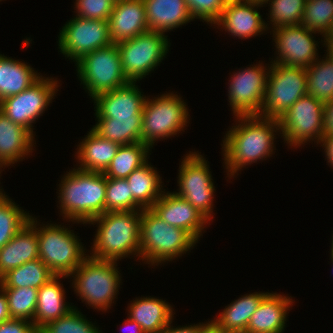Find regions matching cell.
Listing matches in <instances>:
<instances>
[{
	"label": "cell",
	"instance_id": "obj_45",
	"mask_svg": "<svg viewBox=\"0 0 333 333\" xmlns=\"http://www.w3.org/2000/svg\"><path fill=\"white\" fill-rule=\"evenodd\" d=\"M333 135V100L324 103V136Z\"/></svg>",
	"mask_w": 333,
	"mask_h": 333
},
{
	"label": "cell",
	"instance_id": "obj_55",
	"mask_svg": "<svg viewBox=\"0 0 333 333\" xmlns=\"http://www.w3.org/2000/svg\"><path fill=\"white\" fill-rule=\"evenodd\" d=\"M330 254H331V257H330V258H331V261H332V263H333V252L331 251Z\"/></svg>",
	"mask_w": 333,
	"mask_h": 333
},
{
	"label": "cell",
	"instance_id": "obj_19",
	"mask_svg": "<svg viewBox=\"0 0 333 333\" xmlns=\"http://www.w3.org/2000/svg\"><path fill=\"white\" fill-rule=\"evenodd\" d=\"M261 6L263 5L250 1L226 3L223 13L214 25L224 27L223 30L240 39L261 35L269 29L257 11Z\"/></svg>",
	"mask_w": 333,
	"mask_h": 333
},
{
	"label": "cell",
	"instance_id": "obj_30",
	"mask_svg": "<svg viewBox=\"0 0 333 333\" xmlns=\"http://www.w3.org/2000/svg\"><path fill=\"white\" fill-rule=\"evenodd\" d=\"M41 76L24 62L0 54V101L23 92Z\"/></svg>",
	"mask_w": 333,
	"mask_h": 333
},
{
	"label": "cell",
	"instance_id": "obj_20",
	"mask_svg": "<svg viewBox=\"0 0 333 333\" xmlns=\"http://www.w3.org/2000/svg\"><path fill=\"white\" fill-rule=\"evenodd\" d=\"M108 23L115 44L149 31L143 0L116 1Z\"/></svg>",
	"mask_w": 333,
	"mask_h": 333
},
{
	"label": "cell",
	"instance_id": "obj_24",
	"mask_svg": "<svg viewBox=\"0 0 333 333\" xmlns=\"http://www.w3.org/2000/svg\"><path fill=\"white\" fill-rule=\"evenodd\" d=\"M150 31L164 33L192 20L186 0H143Z\"/></svg>",
	"mask_w": 333,
	"mask_h": 333
},
{
	"label": "cell",
	"instance_id": "obj_6",
	"mask_svg": "<svg viewBox=\"0 0 333 333\" xmlns=\"http://www.w3.org/2000/svg\"><path fill=\"white\" fill-rule=\"evenodd\" d=\"M44 225L37 228L39 259L55 275L69 276L89 254L73 230L56 223Z\"/></svg>",
	"mask_w": 333,
	"mask_h": 333
},
{
	"label": "cell",
	"instance_id": "obj_25",
	"mask_svg": "<svg viewBox=\"0 0 333 333\" xmlns=\"http://www.w3.org/2000/svg\"><path fill=\"white\" fill-rule=\"evenodd\" d=\"M69 276L55 275L38 289L34 326L40 330L48 322L56 320L66 314L74 306L65 302V291L60 278Z\"/></svg>",
	"mask_w": 333,
	"mask_h": 333
},
{
	"label": "cell",
	"instance_id": "obj_32",
	"mask_svg": "<svg viewBox=\"0 0 333 333\" xmlns=\"http://www.w3.org/2000/svg\"><path fill=\"white\" fill-rule=\"evenodd\" d=\"M150 149L142 142L120 145L117 154L103 174L106 178L126 179L135 169L148 161Z\"/></svg>",
	"mask_w": 333,
	"mask_h": 333
},
{
	"label": "cell",
	"instance_id": "obj_15",
	"mask_svg": "<svg viewBox=\"0 0 333 333\" xmlns=\"http://www.w3.org/2000/svg\"><path fill=\"white\" fill-rule=\"evenodd\" d=\"M267 68L262 63L254 64L231 75L228 100L235 117L260 114L265 99L269 66Z\"/></svg>",
	"mask_w": 333,
	"mask_h": 333
},
{
	"label": "cell",
	"instance_id": "obj_1",
	"mask_svg": "<svg viewBox=\"0 0 333 333\" xmlns=\"http://www.w3.org/2000/svg\"><path fill=\"white\" fill-rule=\"evenodd\" d=\"M235 118L239 124L236 123L237 125L227 131L222 145L223 160L230 178L235 177V174L247 165L271 157L275 149L274 132L280 131L278 119L260 115Z\"/></svg>",
	"mask_w": 333,
	"mask_h": 333
},
{
	"label": "cell",
	"instance_id": "obj_4",
	"mask_svg": "<svg viewBox=\"0 0 333 333\" xmlns=\"http://www.w3.org/2000/svg\"><path fill=\"white\" fill-rule=\"evenodd\" d=\"M198 241L187 231L168 225L151 209H142L140 258L157 265L186 254Z\"/></svg>",
	"mask_w": 333,
	"mask_h": 333
},
{
	"label": "cell",
	"instance_id": "obj_10",
	"mask_svg": "<svg viewBox=\"0 0 333 333\" xmlns=\"http://www.w3.org/2000/svg\"><path fill=\"white\" fill-rule=\"evenodd\" d=\"M170 42L164 33L147 31L117 44L122 69L130 82L149 75L168 53Z\"/></svg>",
	"mask_w": 333,
	"mask_h": 333
},
{
	"label": "cell",
	"instance_id": "obj_23",
	"mask_svg": "<svg viewBox=\"0 0 333 333\" xmlns=\"http://www.w3.org/2000/svg\"><path fill=\"white\" fill-rule=\"evenodd\" d=\"M34 139L26 128L15 124L0 111V169L30 155Z\"/></svg>",
	"mask_w": 333,
	"mask_h": 333
},
{
	"label": "cell",
	"instance_id": "obj_29",
	"mask_svg": "<svg viewBox=\"0 0 333 333\" xmlns=\"http://www.w3.org/2000/svg\"><path fill=\"white\" fill-rule=\"evenodd\" d=\"M145 164L135 169L127 178L134 202L141 209H151L164 193L161 178L152 165Z\"/></svg>",
	"mask_w": 333,
	"mask_h": 333
},
{
	"label": "cell",
	"instance_id": "obj_5",
	"mask_svg": "<svg viewBox=\"0 0 333 333\" xmlns=\"http://www.w3.org/2000/svg\"><path fill=\"white\" fill-rule=\"evenodd\" d=\"M69 276L74 279V292L85 304L102 312L111 308L121 283L116 261L88 256Z\"/></svg>",
	"mask_w": 333,
	"mask_h": 333
},
{
	"label": "cell",
	"instance_id": "obj_35",
	"mask_svg": "<svg viewBox=\"0 0 333 333\" xmlns=\"http://www.w3.org/2000/svg\"><path fill=\"white\" fill-rule=\"evenodd\" d=\"M18 206L5 193L0 196V248L29 222V212Z\"/></svg>",
	"mask_w": 333,
	"mask_h": 333
},
{
	"label": "cell",
	"instance_id": "obj_7",
	"mask_svg": "<svg viewBox=\"0 0 333 333\" xmlns=\"http://www.w3.org/2000/svg\"><path fill=\"white\" fill-rule=\"evenodd\" d=\"M186 107V102L171 92L154 99L147 97L142 112L141 142L152 149L157 140L184 131L190 120Z\"/></svg>",
	"mask_w": 333,
	"mask_h": 333
},
{
	"label": "cell",
	"instance_id": "obj_39",
	"mask_svg": "<svg viewBox=\"0 0 333 333\" xmlns=\"http://www.w3.org/2000/svg\"><path fill=\"white\" fill-rule=\"evenodd\" d=\"M272 29L283 26L300 25L306 0H268Z\"/></svg>",
	"mask_w": 333,
	"mask_h": 333
},
{
	"label": "cell",
	"instance_id": "obj_27",
	"mask_svg": "<svg viewBox=\"0 0 333 333\" xmlns=\"http://www.w3.org/2000/svg\"><path fill=\"white\" fill-rule=\"evenodd\" d=\"M128 308V317L136 321L145 333H160L173 320L172 306L151 296L136 298Z\"/></svg>",
	"mask_w": 333,
	"mask_h": 333
},
{
	"label": "cell",
	"instance_id": "obj_52",
	"mask_svg": "<svg viewBox=\"0 0 333 333\" xmlns=\"http://www.w3.org/2000/svg\"><path fill=\"white\" fill-rule=\"evenodd\" d=\"M248 1L264 5L268 0H248Z\"/></svg>",
	"mask_w": 333,
	"mask_h": 333
},
{
	"label": "cell",
	"instance_id": "obj_2",
	"mask_svg": "<svg viewBox=\"0 0 333 333\" xmlns=\"http://www.w3.org/2000/svg\"><path fill=\"white\" fill-rule=\"evenodd\" d=\"M106 184L103 173L70 170L63 176L58 190L63 217L84 225L105 213Z\"/></svg>",
	"mask_w": 333,
	"mask_h": 333
},
{
	"label": "cell",
	"instance_id": "obj_11",
	"mask_svg": "<svg viewBox=\"0 0 333 333\" xmlns=\"http://www.w3.org/2000/svg\"><path fill=\"white\" fill-rule=\"evenodd\" d=\"M279 124L288 146L297 148L310 140L318 144L324 136V103L307 94L279 118Z\"/></svg>",
	"mask_w": 333,
	"mask_h": 333
},
{
	"label": "cell",
	"instance_id": "obj_43",
	"mask_svg": "<svg viewBox=\"0 0 333 333\" xmlns=\"http://www.w3.org/2000/svg\"><path fill=\"white\" fill-rule=\"evenodd\" d=\"M0 333H39V330L30 321L10 319L0 323Z\"/></svg>",
	"mask_w": 333,
	"mask_h": 333
},
{
	"label": "cell",
	"instance_id": "obj_34",
	"mask_svg": "<svg viewBox=\"0 0 333 333\" xmlns=\"http://www.w3.org/2000/svg\"><path fill=\"white\" fill-rule=\"evenodd\" d=\"M325 56L306 68L307 94L323 103L333 100V61Z\"/></svg>",
	"mask_w": 333,
	"mask_h": 333
},
{
	"label": "cell",
	"instance_id": "obj_22",
	"mask_svg": "<svg viewBox=\"0 0 333 333\" xmlns=\"http://www.w3.org/2000/svg\"><path fill=\"white\" fill-rule=\"evenodd\" d=\"M291 305L293 299L289 296L268 293L252 314L244 333H283Z\"/></svg>",
	"mask_w": 333,
	"mask_h": 333
},
{
	"label": "cell",
	"instance_id": "obj_33",
	"mask_svg": "<svg viewBox=\"0 0 333 333\" xmlns=\"http://www.w3.org/2000/svg\"><path fill=\"white\" fill-rule=\"evenodd\" d=\"M141 124L142 118L97 119L91 129L106 140L126 145L141 142Z\"/></svg>",
	"mask_w": 333,
	"mask_h": 333
},
{
	"label": "cell",
	"instance_id": "obj_47",
	"mask_svg": "<svg viewBox=\"0 0 333 333\" xmlns=\"http://www.w3.org/2000/svg\"><path fill=\"white\" fill-rule=\"evenodd\" d=\"M12 319L9 313L5 291L0 287V323Z\"/></svg>",
	"mask_w": 333,
	"mask_h": 333
},
{
	"label": "cell",
	"instance_id": "obj_3",
	"mask_svg": "<svg viewBox=\"0 0 333 333\" xmlns=\"http://www.w3.org/2000/svg\"><path fill=\"white\" fill-rule=\"evenodd\" d=\"M142 210L109 211L88 224L98 225L90 257L118 261L128 255L140 257V224ZM133 253V254H132Z\"/></svg>",
	"mask_w": 333,
	"mask_h": 333
},
{
	"label": "cell",
	"instance_id": "obj_31",
	"mask_svg": "<svg viewBox=\"0 0 333 333\" xmlns=\"http://www.w3.org/2000/svg\"><path fill=\"white\" fill-rule=\"evenodd\" d=\"M55 274L38 258L8 271L0 278L1 288L32 287L39 289Z\"/></svg>",
	"mask_w": 333,
	"mask_h": 333
},
{
	"label": "cell",
	"instance_id": "obj_9",
	"mask_svg": "<svg viewBox=\"0 0 333 333\" xmlns=\"http://www.w3.org/2000/svg\"><path fill=\"white\" fill-rule=\"evenodd\" d=\"M265 99L260 116L278 119L307 95L306 68L270 63Z\"/></svg>",
	"mask_w": 333,
	"mask_h": 333
},
{
	"label": "cell",
	"instance_id": "obj_56",
	"mask_svg": "<svg viewBox=\"0 0 333 333\" xmlns=\"http://www.w3.org/2000/svg\"><path fill=\"white\" fill-rule=\"evenodd\" d=\"M0 174H1V171H0ZM3 194V191L2 189H0V196Z\"/></svg>",
	"mask_w": 333,
	"mask_h": 333
},
{
	"label": "cell",
	"instance_id": "obj_48",
	"mask_svg": "<svg viewBox=\"0 0 333 333\" xmlns=\"http://www.w3.org/2000/svg\"><path fill=\"white\" fill-rule=\"evenodd\" d=\"M124 322H125V324H124L125 326L129 325L128 327H130L129 329H131V330H129L130 333L132 332V330H133L132 333H145L142 330V328L140 327V325L136 321H133L131 318L128 317V319H126Z\"/></svg>",
	"mask_w": 333,
	"mask_h": 333
},
{
	"label": "cell",
	"instance_id": "obj_36",
	"mask_svg": "<svg viewBox=\"0 0 333 333\" xmlns=\"http://www.w3.org/2000/svg\"><path fill=\"white\" fill-rule=\"evenodd\" d=\"M301 25L325 38L333 26V0H306Z\"/></svg>",
	"mask_w": 333,
	"mask_h": 333
},
{
	"label": "cell",
	"instance_id": "obj_21",
	"mask_svg": "<svg viewBox=\"0 0 333 333\" xmlns=\"http://www.w3.org/2000/svg\"><path fill=\"white\" fill-rule=\"evenodd\" d=\"M37 223L31 216L28 224L0 248V278L8 271L39 258Z\"/></svg>",
	"mask_w": 333,
	"mask_h": 333
},
{
	"label": "cell",
	"instance_id": "obj_50",
	"mask_svg": "<svg viewBox=\"0 0 333 333\" xmlns=\"http://www.w3.org/2000/svg\"><path fill=\"white\" fill-rule=\"evenodd\" d=\"M201 333H222L212 323H210Z\"/></svg>",
	"mask_w": 333,
	"mask_h": 333
},
{
	"label": "cell",
	"instance_id": "obj_37",
	"mask_svg": "<svg viewBox=\"0 0 333 333\" xmlns=\"http://www.w3.org/2000/svg\"><path fill=\"white\" fill-rule=\"evenodd\" d=\"M2 289L5 291L7 297L11 318L24 319L33 323L38 289L32 287Z\"/></svg>",
	"mask_w": 333,
	"mask_h": 333
},
{
	"label": "cell",
	"instance_id": "obj_14",
	"mask_svg": "<svg viewBox=\"0 0 333 333\" xmlns=\"http://www.w3.org/2000/svg\"><path fill=\"white\" fill-rule=\"evenodd\" d=\"M58 38L60 52L75 63L84 55L113 43L108 21L78 16L66 22Z\"/></svg>",
	"mask_w": 333,
	"mask_h": 333
},
{
	"label": "cell",
	"instance_id": "obj_28",
	"mask_svg": "<svg viewBox=\"0 0 333 333\" xmlns=\"http://www.w3.org/2000/svg\"><path fill=\"white\" fill-rule=\"evenodd\" d=\"M268 293L245 294L232 301L211 323L222 333H244L252 314Z\"/></svg>",
	"mask_w": 333,
	"mask_h": 333
},
{
	"label": "cell",
	"instance_id": "obj_46",
	"mask_svg": "<svg viewBox=\"0 0 333 333\" xmlns=\"http://www.w3.org/2000/svg\"><path fill=\"white\" fill-rule=\"evenodd\" d=\"M319 144L325 148L324 151L328 164L333 166V135L323 136Z\"/></svg>",
	"mask_w": 333,
	"mask_h": 333
},
{
	"label": "cell",
	"instance_id": "obj_13",
	"mask_svg": "<svg viewBox=\"0 0 333 333\" xmlns=\"http://www.w3.org/2000/svg\"><path fill=\"white\" fill-rule=\"evenodd\" d=\"M58 87L57 78L54 80L52 77L41 76L23 92L0 101V111L35 136L33 123L50 105Z\"/></svg>",
	"mask_w": 333,
	"mask_h": 333
},
{
	"label": "cell",
	"instance_id": "obj_18",
	"mask_svg": "<svg viewBox=\"0 0 333 333\" xmlns=\"http://www.w3.org/2000/svg\"><path fill=\"white\" fill-rule=\"evenodd\" d=\"M151 210L168 225L189 232L197 241L206 227L204 225L209 221L187 200L174 192L166 193L165 189Z\"/></svg>",
	"mask_w": 333,
	"mask_h": 333
},
{
	"label": "cell",
	"instance_id": "obj_42",
	"mask_svg": "<svg viewBox=\"0 0 333 333\" xmlns=\"http://www.w3.org/2000/svg\"><path fill=\"white\" fill-rule=\"evenodd\" d=\"M187 7L193 19L214 24L223 13L226 6L224 0H186Z\"/></svg>",
	"mask_w": 333,
	"mask_h": 333
},
{
	"label": "cell",
	"instance_id": "obj_8",
	"mask_svg": "<svg viewBox=\"0 0 333 333\" xmlns=\"http://www.w3.org/2000/svg\"><path fill=\"white\" fill-rule=\"evenodd\" d=\"M75 64L77 76L92 99L130 82L122 69L120 51L115 43L84 55Z\"/></svg>",
	"mask_w": 333,
	"mask_h": 333
},
{
	"label": "cell",
	"instance_id": "obj_49",
	"mask_svg": "<svg viewBox=\"0 0 333 333\" xmlns=\"http://www.w3.org/2000/svg\"><path fill=\"white\" fill-rule=\"evenodd\" d=\"M323 42H325L324 45L327 47L326 55L333 61V40H327L324 38Z\"/></svg>",
	"mask_w": 333,
	"mask_h": 333
},
{
	"label": "cell",
	"instance_id": "obj_53",
	"mask_svg": "<svg viewBox=\"0 0 333 333\" xmlns=\"http://www.w3.org/2000/svg\"><path fill=\"white\" fill-rule=\"evenodd\" d=\"M226 3H231V2H243V1H248V0H224Z\"/></svg>",
	"mask_w": 333,
	"mask_h": 333
},
{
	"label": "cell",
	"instance_id": "obj_12",
	"mask_svg": "<svg viewBox=\"0 0 333 333\" xmlns=\"http://www.w3.org/2000/svg\"><path fill=\"white\" fill-rule=\"evenodd\" d=\"M207 164L206 159L198 151L185 155L177 177L179 192L174 193L187 200L210 223V219L213 218L215 186Z\"/></svg>",
	"mask_w": 333,
	"mask_h": 333
},
{
	"label": "cell",
	"instance_id": "obj_54",
	"mask_svg": "<svg viewBox=\"0 0 333 333\" xmlns=\"http://www.w3.org/2000/svg\"><path fill=\"white\" fill-rule=\"evenodd\" d=\"M331 251L333 252V236H332V243H331Z\"/></svg>",
	"mask_w": 333,
	"mask_h": 333
},
{
	"label": "cell",
	"instance_id": "obj_51",
	"mask_svg": "<svg viewBox=\"0 0 333 333\" xmlns=\"http://www.w3.org/2000/svg\"><path fill=\"white\" fill-rule=\"evenodd\" d=\"M325 38L327 40H333V26H332L330 32L328 33V35Z\"/></svg>",
	"mask_w": 333,
	"mask_h": 333
},
{
	"label": "cell",
	"instance_id": "obj_44",
	"mask_svg": "<svg viewBox=\"0 0 333 333\" xmlns=\"http://www.w3.org/2000/svg\"><path fill=\"white\" fill-rule=\"evenodd\" d=\"M170 322L160 333H201L210 323L211 321H208L207 323H199V324H194L192 325H186V326H182V327H176L173 328V326H171Z\"/></svg>",
	"mask_w": 333,
	"mask_h": 333
},
{
	"label": "cell",
	"instance_id": "obj_41",
	"mask_svg": "<svg viewBox=\"0 0 333 333\" xmlns=\"http://www.w3.org/2000/svg\"><path fill=\"white\" fill-rule=\"evenodd\" d=\"M114 5V0H76L74 8L78 17L108 21Z\"/></svg>",
	"mask_w": 333,
	"mask_h": 333
},
{
	"label": "cell",
	"instance_id": "obj_16",
	"mask_svg": "<svg viewBox=\"0 0 333 333\" xmlns=\"http://www.w3.org/2000/svg\"><path fill=\"white\" fill-rule=\"evenodd\" d=\"M272 33L276 54L279 56L270 63L308 68L319 58L316 47L318 41L312 35L317 32L300 24L278 27Z\"/></svg>",
	"mask_w": 333,
	"mask_h": 333
},
{
	"label": "cell",
	"instance_id": "obj_40",
	"mask_svg": "<svg viewBox=\"0 0 333 333\" xmlns=\"http://www.w3.org/2000/svg\"><path fill=\"white\" fill-rule=\"evenodd\" d=\"M142 210L133 200L126 179L107 178L105 212Z\"/></svg>",
	"mask_w": 333,
	"mask_h": 333
},
{
	"label": "cell",
	"instance_id": "obj_38",
	"mask_svg": "<svg viewBox=\"0 0 333 333\" xmlns=\"http://www.w3.org/2000/svg\"><path fill=\"white\" fill-rule=\"evenodd\" d=\"M39 333H102L90 320L73 307L62 317L48 322Z\"/></svg>",
	"mask_w": 333,
	"mask_h": 333
},
{
	"label": "cell",
	"instance_id": "obj_26",
	"mask_svg": "<svg viewBox=\"0 0 333 333\" xmlns=\"http://www.w3.org/2000/svg\"><path fill=\"white\" fill-rule=\"evenodd\" d=\"M119 147L118 143L106 140L91 129L78 145L76 159L80 165L77 169L104 173Z\"/></svg>",
	"mask_w": 333,
	"mask_h": 333
},
{
	"label": "cell",
	"instance_id": "obj_17",
	"mask_svg": "<svg viewBox=\"0 0 333 333\" xmlns=\"http://www.w3.org/2000/svg\"><path fill=\"white\" fill-rule=\"evenodd\" d=\"M136 82L97 95L94 100L96 119L142 118L146 96Z\"/></svg>",
	"mask_w": 333,
	"mask_h": 333
}]
</instances>
